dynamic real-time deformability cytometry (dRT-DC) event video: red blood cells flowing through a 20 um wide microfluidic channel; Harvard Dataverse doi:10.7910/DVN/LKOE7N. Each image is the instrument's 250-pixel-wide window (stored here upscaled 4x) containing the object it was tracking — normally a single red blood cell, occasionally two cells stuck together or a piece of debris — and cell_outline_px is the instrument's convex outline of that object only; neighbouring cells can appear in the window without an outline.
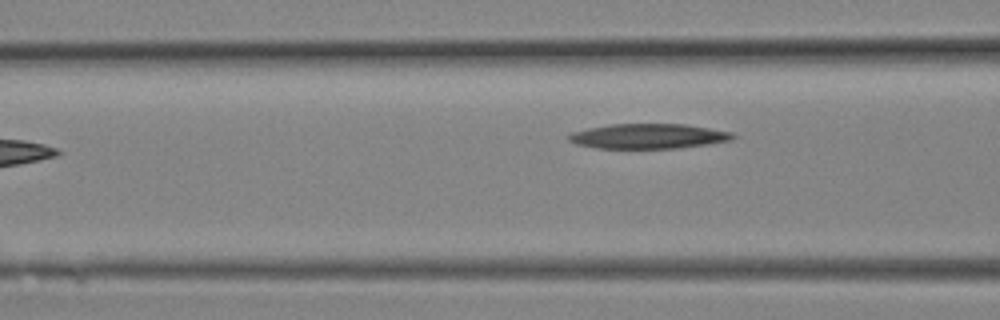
{"species": "Egyptian fruit bat (a non-hibernating species)", "species_latin": "Rousettus aegyptiacus", "temperature_condition": "room temperature", "stored_images_in_passage": 5, "segment_of_instrument_passage": [2, 2], "camera_frame_rate_fps": 3000, "um_per_image_px": 0.085, "animal": {"sex": "female"}, "frame": {"image": 1, "passage_image": 5, "time_ms": 1.333, "image_size_px": [1000, 320], "cell_outline_px": [[736, 136], [732, 140], [708, 144], [676, 148], [596, 148], [576, 144], [568, 140], [564, 136], [568, 132], [588, 128], [612, 124], [684, 124], [732, 132]], "centroid_in_image_um": [55.04, 11.57], "position_along_channel_um": 111.6, "area_um2": 23.93}}